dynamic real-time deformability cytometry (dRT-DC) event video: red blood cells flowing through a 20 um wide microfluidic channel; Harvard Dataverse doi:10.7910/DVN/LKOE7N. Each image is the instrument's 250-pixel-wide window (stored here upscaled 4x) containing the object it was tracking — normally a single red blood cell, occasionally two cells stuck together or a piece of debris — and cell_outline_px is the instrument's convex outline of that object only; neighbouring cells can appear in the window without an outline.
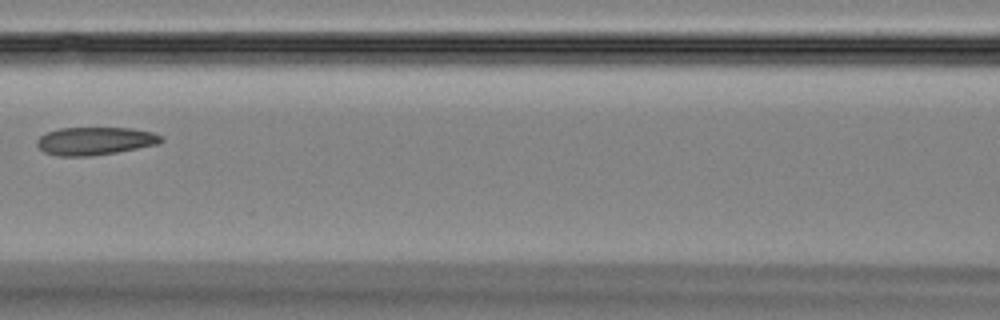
{"species": "Egyptian fruit bat (a non-hibernating species)", "species_latin": "Rousettus aegyptiacus", "temperature_condition": "room temperature", "stored_images_in_passage": 7, "camera_frame_rate_fps": 3000, "um_per_image_px": 0.085, "animal": {"sex": "female"}, "frame": {"image": 1, "passage_image": 6, "time_ms": 5.667, "image_size_px": [1000, 320], "cell_outline_px": [[164, 140], [160, 144], [116, 152], [92, 156], [56, 156], [44, 152], [36, 144], [36, 140], [40, 136], [48, 132], [60, 128], [132, 128], [152, 132], [164, 136]], "centroid_in_image_um": [8.1, 11.98], "position_along_channel_um": 158.5, "area_um2": 20.35}}
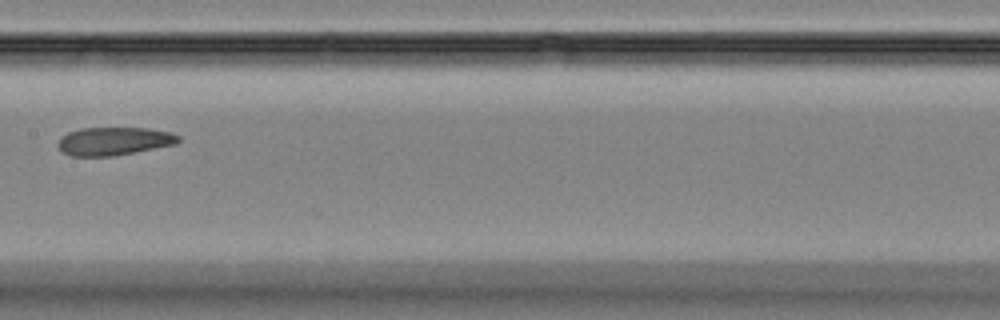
{"frame": {"image": 2, "passage_image": 7, "time_ms": 6.667, "image_size_px": [1000, 320], "cell_outline_px": [[180, 140], [176, 144], [112, 156], [68, 156], [60, 152], [56, 144], [60, 136], [68, 132], [80, 128], [148, 128], [172, 132], [180, 136]], "centroid_in_image_um": [9.63, 12.0], "position_along_channel_um": 197.8, "area_um2": 20.0}}